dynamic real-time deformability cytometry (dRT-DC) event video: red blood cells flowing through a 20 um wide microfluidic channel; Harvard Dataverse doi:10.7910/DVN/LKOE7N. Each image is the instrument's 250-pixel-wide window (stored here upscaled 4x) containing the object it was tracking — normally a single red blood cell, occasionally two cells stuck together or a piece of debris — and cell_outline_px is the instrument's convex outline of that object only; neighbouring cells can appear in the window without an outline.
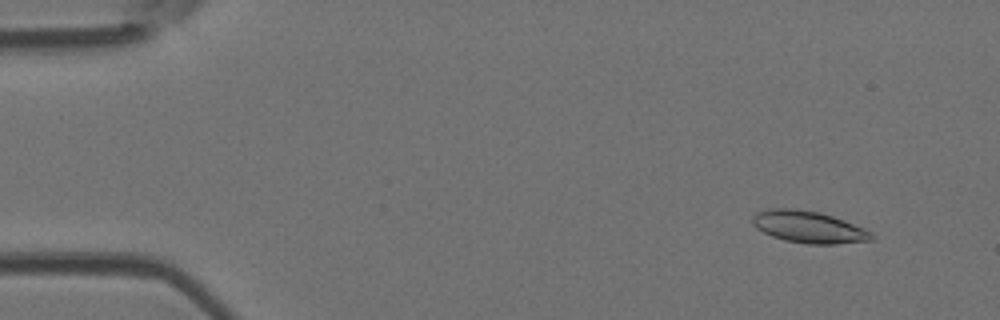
{"species": "Egyptian fruit bat (a non-hibernating species)", "species_latin": "Rousettus aegyptiacus", "temperature_condition": "room temperature", "stored_images_in_passage": 2, "camera_frame_rate_fps": 3000, "um_per_image_px": 0.085, "animal": {"sex": "female"}, "frame": {"image": 1, "passage_image": 2, "time_ms": 0.333, "image_size_px": [1000, 320], "cell_outline_px": [[876, 236], [872, 240], [836, 244], [808, 244], [784, 240], [772, 236], [756, 228], [752, 224], [752, 216], [756, 212], [768, 208], [792, 208], [820, 212], [844, 220], [864, 228], [872, 232]], "centroid_in_image_um": [68.73, 19.29], "position_along_channel_um": 16.3, "area_um2": 22.31}}